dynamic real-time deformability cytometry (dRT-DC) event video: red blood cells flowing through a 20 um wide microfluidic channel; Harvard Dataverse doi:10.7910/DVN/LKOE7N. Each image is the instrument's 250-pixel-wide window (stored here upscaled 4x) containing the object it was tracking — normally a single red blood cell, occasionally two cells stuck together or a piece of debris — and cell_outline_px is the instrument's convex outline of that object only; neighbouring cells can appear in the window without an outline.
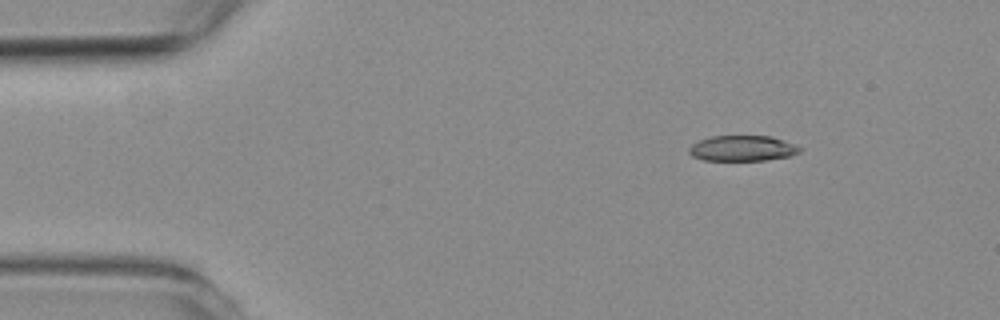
{"species": "common noctule bat (a hibernating species)", "species_latin": "Nyctalus noctula", "temperature_condition": "room temperature", "stored_images_in_passage": 5, "segment_of_instrument_passage": [2, 2], "camera_frame_rate_fps": 3000, "um_per_image_px": 0.085, "animal": {"sex": "female", "body_mass_g": 19.3, "forearm_length_mm": 54.1}, "frame": {"image": 1, "passage_image": 5, "time_ms": 5.667, "image_size_px": [1000, 320], "cell_outline_px": [[804, 148], [800, 152], [788, 156], [764, 160], [704, 160], [692, 156], [688, 152], [688, 148], [692, 144], [700, 140], [712, 136], [772, 136], [796, 144]], "centroid_in_image_um": [63.13, 12.6], "position_along_channel_um": 21.9, "area_um2": 16.53}}